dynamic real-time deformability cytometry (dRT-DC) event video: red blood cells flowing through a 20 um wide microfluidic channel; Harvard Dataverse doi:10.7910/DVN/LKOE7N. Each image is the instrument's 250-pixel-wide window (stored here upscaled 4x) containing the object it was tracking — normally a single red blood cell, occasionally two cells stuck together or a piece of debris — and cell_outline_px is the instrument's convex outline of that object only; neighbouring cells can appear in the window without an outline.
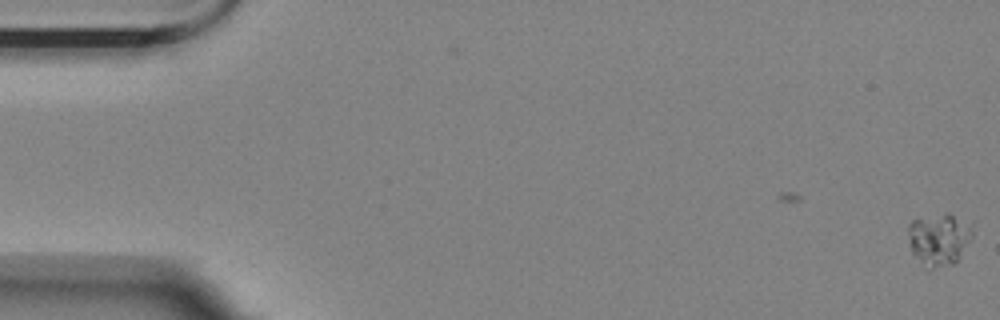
{"species": "Egyptian fruit bat (a non-hibernating species)", "species_latin": "Rousettus aegyptiacus", "temperature_condition": "room temperature", "stored_images_in_passage": 54, "camera_frame_rate_fps": 3000, "um_per_image_px": 0.085, "animal": {"sex": "female"}, "frame": {"image": 1, "passage_image": 1, "time_ms": 0.0, "image_size_px": [1000, 320], "cell_outline_px": [[972, 236], [960, 256], [952, 264], [932, 268], [920, 260], [912, 252], [908, 244], [908, 224], [912, 220], [944, 212], [948, 212]], "centroid_in_image_um": [79.69, 20.34], "position_along_channel_um": 5.3, "area_um2": 18.32}}
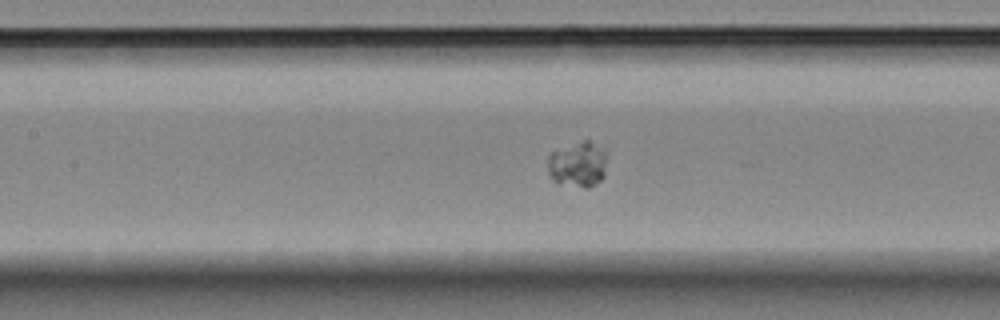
{"frame": {"image": 2, "passage_image": 27, "time_ms": 8.667, "image_size_px": [1000, 320], "cell_outline_px": [[604, 176], [596, 184], [588, 188], [584, 188], [560, 184], [552, 180], [548, 172], [548, 156], [552, 152], [584, 140], [592, 140], [604, 152]], "centroid_in_image_um": [49.08, 14.01], "position_along_channel_um": 158.3, "area_um2": 15.49}}
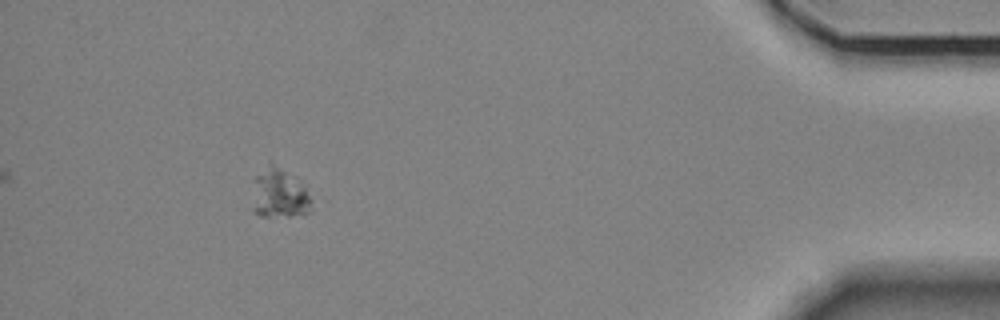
{"frame": {"image": 3, "passage_image": 54, "time_ms": 17.667, "image_size_px": [1000, 320], "cell_outline_px": [[312, 200], [308, 212], [288, 216], [260, 216], [252, 212], [252, 208], [256, 176], [268, 164], [272, 164], [284, 172], [304, 188]], "centroid_in_image_um": [23.69, 16.52], "position_along_channel_um": 411.5, "area_um2": 16.13}, "authors_computed_cell_mechanics": {"area_um2": 15.8083, "velocity_mm_per_s": 3.4559, "shape_relaxation_time_tau1_ms": 1.3793, "shape_relaxation_time_tau2_ms": 7.1264, "deformation_change_tau1": 0.0518, "deformation_change_tau2": 0.06}}